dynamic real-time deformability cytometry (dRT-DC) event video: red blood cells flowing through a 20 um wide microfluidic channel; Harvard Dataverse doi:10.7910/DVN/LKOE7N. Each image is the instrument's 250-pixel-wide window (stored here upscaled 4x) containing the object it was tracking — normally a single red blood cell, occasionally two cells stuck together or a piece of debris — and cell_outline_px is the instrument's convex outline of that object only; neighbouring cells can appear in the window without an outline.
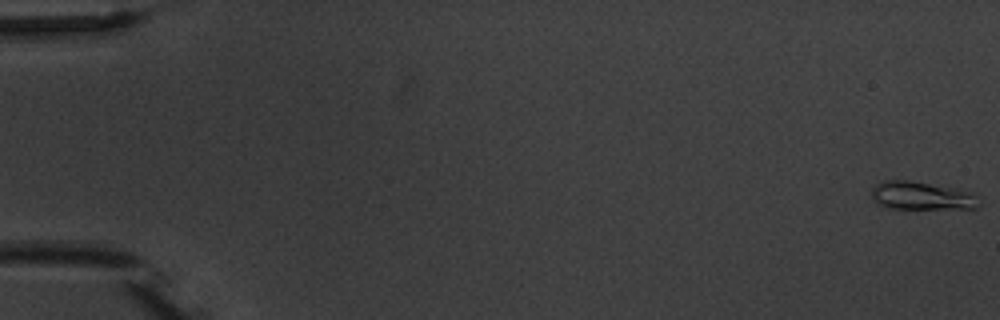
{"species": "common noctule bat (a hibernating species)", "species_latin": "Nyctalus noctula", "temperature_condition": "warm", "stored_images_in_passage": 5, "camera_frame_rate_fps": 3000, "um_per_image_px": 0.085, "animal": {"sex": "male", "body_mass_g": 20.1, "forearm_length_mm": 53.5}, "frame": {"image": 1, "passage_image": 1, "time_ms": 0.0, "image_size_px": [1000, 320], "cell_outline_px": [[980, 208], [888, 208], [876, 204], [872, 200], [872, 188], [876, 184], [884, 180], [908, 180], [956, 188], [972, 192], [976, 196], [980, 204]], "centroid_in_image_um": [78.32, 16.64], "position_along_channel_um": 6.7, "area_um2": 17.69}}